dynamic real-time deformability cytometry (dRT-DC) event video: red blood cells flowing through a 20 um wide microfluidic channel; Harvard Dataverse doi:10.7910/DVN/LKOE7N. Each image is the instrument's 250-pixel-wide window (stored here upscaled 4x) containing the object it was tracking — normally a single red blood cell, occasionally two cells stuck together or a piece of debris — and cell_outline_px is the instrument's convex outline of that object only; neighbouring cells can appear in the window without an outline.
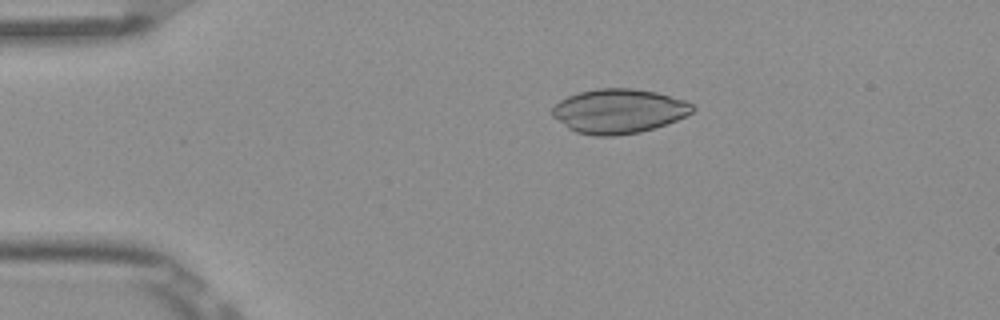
{"species": "Egyptian fruit bat (a non-hibernating species)", "species_latin": "Rousettus aegyptiacus", "temperature_condition": "room temperature", "stored_images_in_passage": 6, "camera_frame_rate_fps": 3000, "um_per_image_px": 0.085, "frame": {"image": 1, "passage_image": 3, "time_ms": 0.667, "image_size_px": [1000, 320], "cell_outline_px": [[696, 108], [692, 112], [676, 120], [640, 132], [616, 136], [596, 136], [576, 132], [568, 128], [552, 116], [552, 108], [560, 100], [568, 96], [580, 92], [596, 88], [632, 88], [656, 92], [684, 100], [692, 104]], "centroid_in_image_um": [52.57, 9.44], "position_along_channel_um": 32.4, "area_um2": 36.13}}
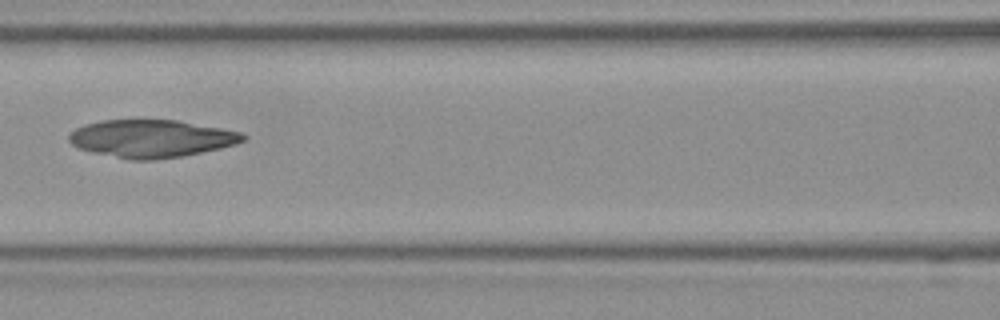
{"frame": {"image": 2, "passage_image": 6, "time_ms": 1.667, "image_size_px": [1000, 320], "cell_outline_px": [[248, 136], [244, 140], [236, 144], [220, 148], [180, 156], [156, 160], [132, 160], [92, 152], [80, 148], [72, 144], [68, 140], [68, 136], [76, 128], [84, 124], [100, 120], [176, 120], [244, 132]], "centroid_in_image_um": [12.88, 11.77], "position_along_channel_um": 153.7, "area_um2": 38.09}}